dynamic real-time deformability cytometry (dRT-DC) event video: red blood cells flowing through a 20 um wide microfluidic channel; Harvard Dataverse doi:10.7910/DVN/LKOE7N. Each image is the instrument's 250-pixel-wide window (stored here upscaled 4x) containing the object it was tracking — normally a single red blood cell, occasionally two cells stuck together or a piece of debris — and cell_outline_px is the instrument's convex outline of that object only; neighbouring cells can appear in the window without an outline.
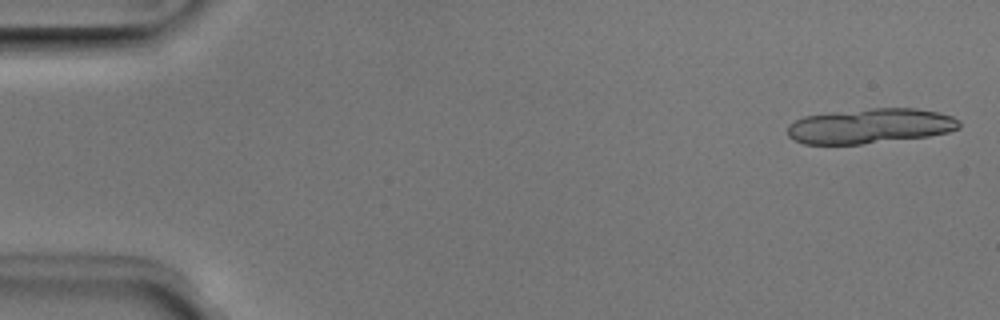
{"species": "Egyptian fruit bat (a non-hibernating species)", "species_latin": "Rousettus aegyptiacus", "temperature_condition": "room temperature", "stored_images_in_passage": 8, "camera_frame_rate_fps": 3000, "um_per_image_px": 0.085, "animal": {"sex": "male"}, "frame": {"image": 1, "passage_image": 2, "time_ms": 0.333, "image_size_px": [1000, 320], "cell_outline_px": [[960, 128], [948, 132], [928, 136], [860, 144], [804, 144], [788, 136], [788, 124], [804, 116], [832, 112], [872, 108], [916, 108], [940, 112], [952, 116], [960, 120]], "centroid_in_image_um": [73.99, 10.7], "position_along_channel_um": 11.0, "area_um2": 35.03}}